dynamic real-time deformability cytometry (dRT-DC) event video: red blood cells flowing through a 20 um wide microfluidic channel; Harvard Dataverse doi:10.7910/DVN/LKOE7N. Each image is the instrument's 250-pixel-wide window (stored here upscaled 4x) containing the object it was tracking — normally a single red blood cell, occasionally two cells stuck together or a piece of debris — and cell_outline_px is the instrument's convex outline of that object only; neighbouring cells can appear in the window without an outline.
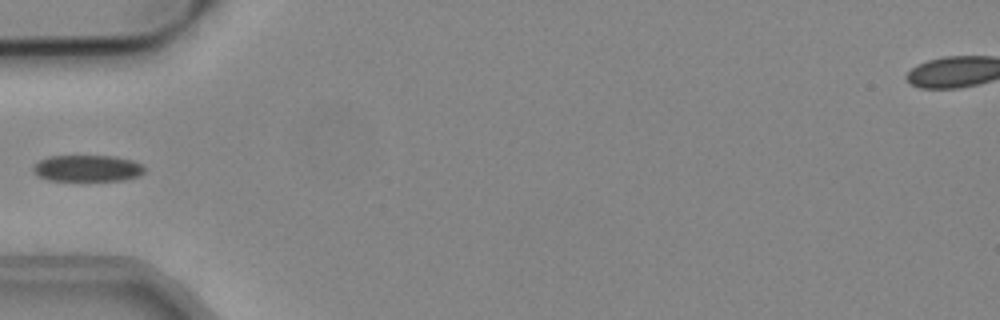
{"species": "common noctule bat (a hibernating species)", "species_latin": "Nyctalus noctula", "temperature_condition": "cold", "stored_images_in_passage": 36, "camera_frame_rate_fps": 3000, "um_per_image_px": 0.085, "animal": {"sex": "male", "body_mass_g": 19.2, "forearm_length_mm": 51.8}, "frame": {"image": 1, "passage_image": 1, "time_ms": 0.0, "image_size_px": [1000, 320], "cell_outline_px": [[144, 172], [140, 176], [124, 180], [48, 180], [36, 176], [32, 168], [40, 160], [48, 156], [112, 156], [132, 160], [140, 164], [144, 168]], "centroid_in_image_um": [7.42, 14.31], "position_along_channel_um": 77.6, "area_um2": 17.11}}
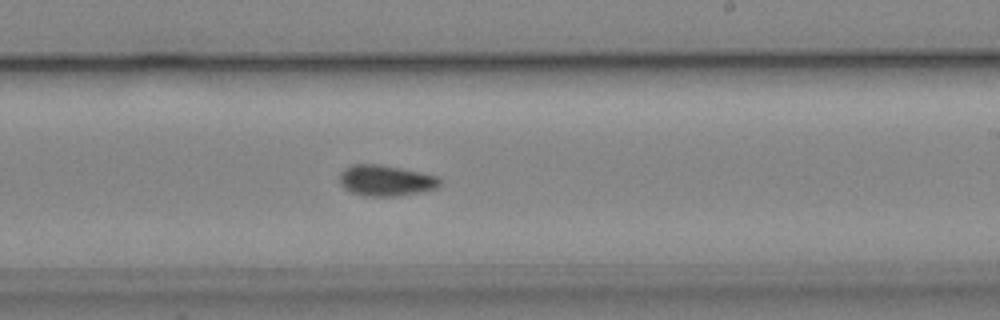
{"frame": {"image": 2, "passage_image": 15, "time_ms": 4.667, "image_size_px": [1000, 320], "cell_outline_px": [[440, 184], [436, 188], [416, 192], [392, 196], [364, 196], [352, 192], [344, 188], [340, 184], [340, 172], [344, 168], [352, 164], [380, 164], [420, 172], [436, 176], [440, 180]], "centroid_in_image_um": [32.73, 15.33], "position_along_channel_um": 256.3, "area_um2": 17.8}}
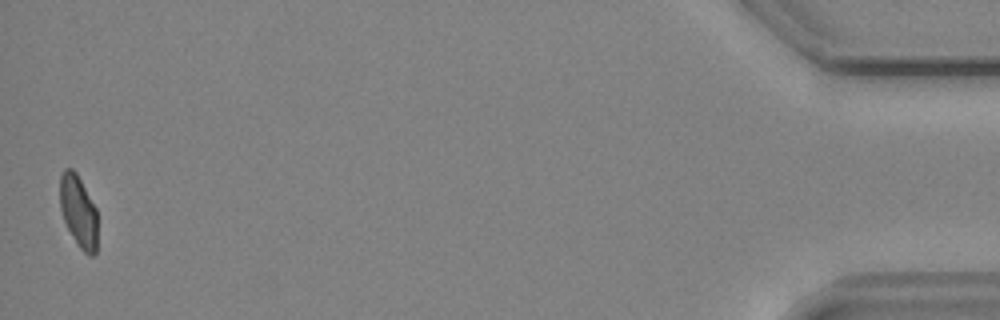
{"frame": {"image": 3, "passage_image": 36, "time_ms": 11.667, "image_size_px": [1000, 320], "cell_outline_px": [[96, 252], [92, 256], [88, 256], [76, 244], [64, 220], [60, 208], [60, 176], [64, 168], [72, 168], [76, 172], [96, 208]], "centroid_in_image_um": [6.65, 17.96], "position_along_channel_um": 428.5, "area_um2": 15.66}}